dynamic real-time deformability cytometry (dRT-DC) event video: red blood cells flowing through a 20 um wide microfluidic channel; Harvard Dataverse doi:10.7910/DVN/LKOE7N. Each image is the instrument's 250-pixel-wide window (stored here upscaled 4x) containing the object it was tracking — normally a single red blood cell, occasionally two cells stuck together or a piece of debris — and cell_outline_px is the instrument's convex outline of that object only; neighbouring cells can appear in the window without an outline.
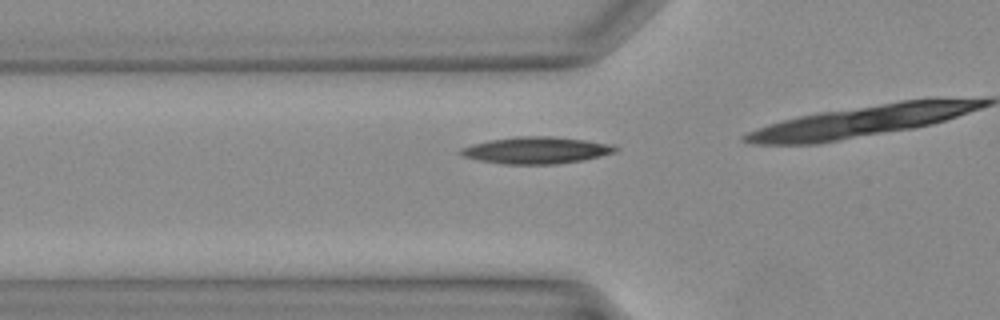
{"species": "Egyptian fruit bat (a non-hibernating species)", "species_latin": "Rousettus aegyptiacus", "temperature_condition": "warm", "stored_images_in_passage": 6, "camera_frame_rate_fps": 3000, "um_per_image_px": 0.085, "animal": {"sex": "female"}, "frame": {"image": 1, "passage_image": 3, "time_ms": 0.667, "image_size_px": [1000, 320], "cell_outline_px": [[620, 148], [616, 152], [584, 160], [556, 164], [500, 164], [460, 156], [456, 152], [460, 148], [472, 144], [488, 140], [516, 136], [552, 136], [584, 140], [612, 144]], "centroid_in_image_um": [45.55, 12.77], "position_along_channel_um": 80.3, "area_um2": 24.45}}